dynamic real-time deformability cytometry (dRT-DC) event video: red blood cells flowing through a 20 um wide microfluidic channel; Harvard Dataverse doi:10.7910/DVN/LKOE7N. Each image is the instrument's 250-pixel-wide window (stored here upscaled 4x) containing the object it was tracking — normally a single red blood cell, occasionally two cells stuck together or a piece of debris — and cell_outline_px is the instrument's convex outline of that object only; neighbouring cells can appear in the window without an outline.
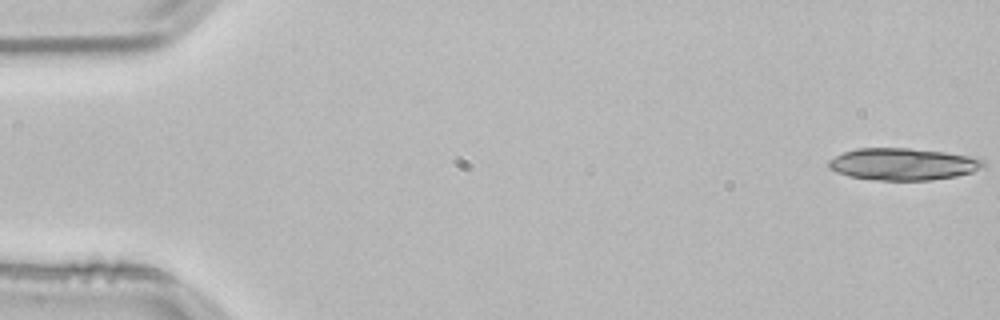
{"species": "common noctule bat (a hibernating species)", "species_latin": "Nyctalus noctula", "temperature_condition": "room temperature", "stored_images_in_passage": 35, "camera_frame_rate_fps": 3000, "um_per_image_px": 0.085, "animal": {"sex": "male", "body_mass_g": 21.5, "forearm_length_mm": 52.0}, "frame": {"image": 1, "passage_image": 1, "time_ms": 0.0, "image_size_px": [1000, 320], "cell_outline_px": [[984, 168], [972, 172], [956, 176], [932, 180], [876, 180], [848, 176], [836, 172], [828, 168], [828, 160], [844, 152], [856, 148], [908, 148], [944, 152], [968, 156], [984, 160]], "centroid_in_image_um": [76.73, 13.95], "position_along_channel_um": 8.3, "area_um2": 28.84}}
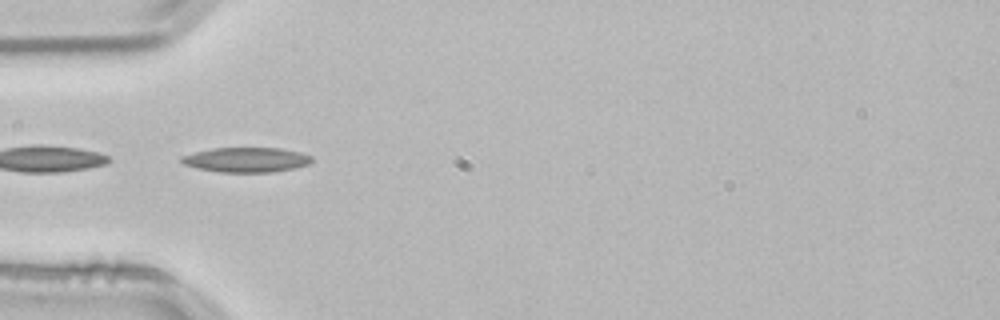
{"frame": {"image": 2, "passage_image": 17, "time_ms": 5.333, "image_size_px": [1000, 320], "cell_outline_px": [[312, 160], [308, 164], [296, 168], [272, 172], [220, 172], [196, 168], [184, 164], [180, 160], [180, 156], [212, 148], [280, 148], [300, 152], [312, 156]], "centroid_in_image_um": [20.94, 13.58], "position_along_channel_um": 64.1, "area_um2": 18.84}}
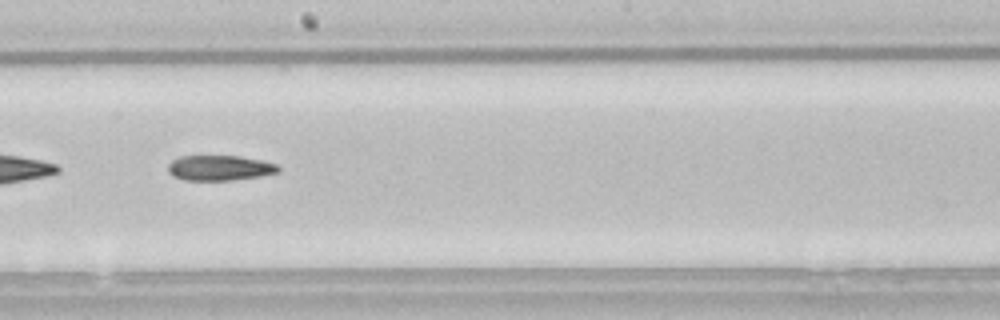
{"frame": {"image": 3, "passage_image": 30, "time_ms": 9.667, "image_size_px": [1000, 320], "cell_outline_px": [[280, 172], [260, 176], [232, 180], [184, 180], [172, 176], [168, 172], [168, 164], [172, 160], [180, 156], [240, 156], [260, 160], [276, 164], [280, 168]], "centroid_in_image_um": [18.65, 14.27], "position_along_channel_um": 229.5, "area_um2": 16.24}}